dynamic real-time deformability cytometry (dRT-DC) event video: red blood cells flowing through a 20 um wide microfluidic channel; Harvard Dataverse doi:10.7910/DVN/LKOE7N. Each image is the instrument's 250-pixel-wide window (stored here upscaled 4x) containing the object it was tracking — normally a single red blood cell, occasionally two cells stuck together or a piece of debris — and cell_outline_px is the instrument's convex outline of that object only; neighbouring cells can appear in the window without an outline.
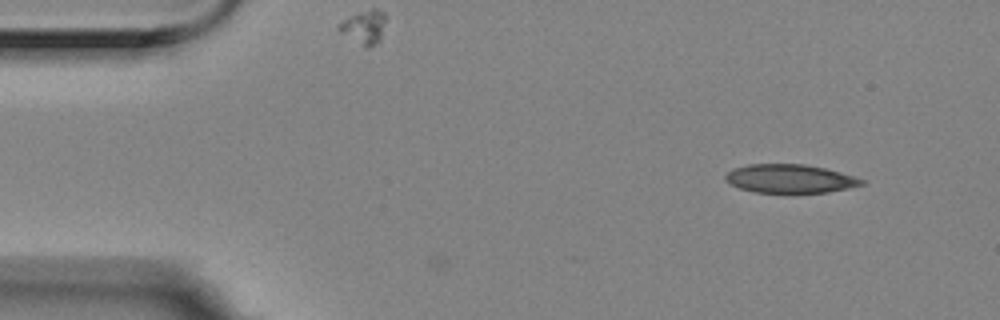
{"species": "Egyptian fruit bat (a non-hibernating species)", "species_latin": "Rousettus aegyptiacus", "temperature_condition": "room temperature", "stored_images_in_passage": 2, "camera_frame_rate_fps": 3000, "um_per_image_px": 0.085, "animal": {"sex": "female"}, "frame": {"image": 1, "passage_image": 2, "time_ms": 0.333, "image_size_px": [1000, 320], "cell_outline_px": [[868, 180], [864, 184], [848, 188], [828, 192], [796, 196], [792, 196], [756, 192], [740, 188], [724, 180], [724, 176], [732, 168], [748, 164], [804, 164], [824, 168], [840, 172]], "centroid_in_image_um": [67.16, 15.23], "position_along_channel_um": 17.8, "area_um2": 23.7}}